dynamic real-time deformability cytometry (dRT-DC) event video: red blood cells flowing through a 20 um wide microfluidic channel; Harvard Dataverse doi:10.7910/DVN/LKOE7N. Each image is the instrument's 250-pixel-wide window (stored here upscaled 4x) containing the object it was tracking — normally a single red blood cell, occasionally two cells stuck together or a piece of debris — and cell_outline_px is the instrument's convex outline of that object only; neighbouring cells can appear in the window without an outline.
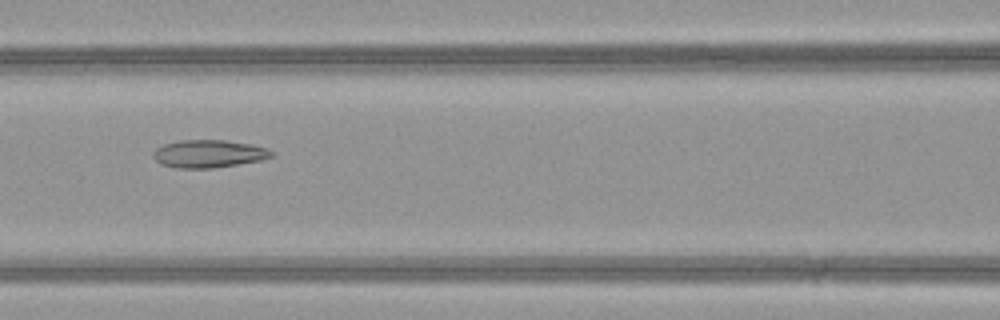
{"species": "common noctule bat (a hibernating species)", "species_latin": "Nyctalus noctula", "temperature_condition": "warm", "stored_images_in_passage": 50, "camera_frame_rate_fps": 3000, "um_per_image_px": 0.085, "animal": {"sex": "female", "body_mass_g": 21.9}, "frame": {"image": 1, "passage_image": 24, "time_ms": 7.667, "image_size_px": [1000, 320], "cell_outline_px": [[272, 156], [260, 160], [212, 168], [176, 168], [160, 164], [152, 156], [152, 152], [156, 148], [164, 144], [180, 140], [224, 140], [252, 144], [264, 148], [272, 152]], "centroid_in_image_um": [17.67, 13.06], "position_along_channel_um": 148.9, "area_um2": 18.96}}
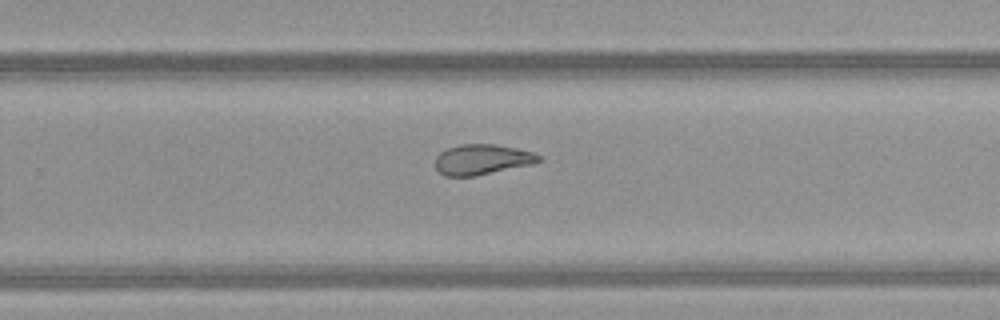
{"frame": {"image": 2, "passage_image": 34, "time_ms": 11.0, "image_size_px": [1000, 320], "cell_outline_px": [[544, 160], [532, 164], [476, 176], [444, 176], [436, 168], [436, 156], [440, 152], [448, 148], [460, 144], [496, 144], [516, 148], [532, 152], [540, 156]], "centroid_in_image_um": [40.99, 13.55], "position_along_channel_um": 288.8, "area_um2": 18.32}}
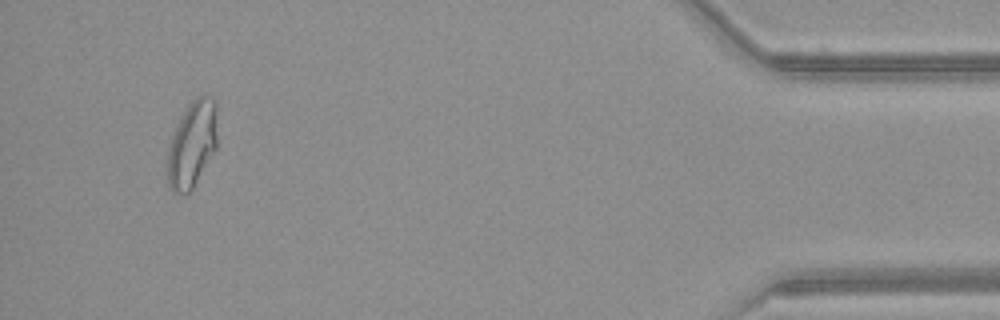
{"frame": {"image": 3, "passage_image": 48, "time_ms": 15.667, "image_size_px": [1000, 320], "cell_outline_px": [[216, 148], [192, 188], [188, 192], [172, 192], [168, 188], [168, 144], [188, 104], [196, 96], [204, 96], [216, 100]], "centroid_in_image_um": [16.32, 12.25], "position_along_channel_um": 418.9, "area_um2": 24.57}, "authors_computed_cell_mechanics": {"area_um2": 23.2067, "velocity_mm_per_s": 4.2117, "shape_relaxation_time_tau1_ms": null, "shape_relaxation_time_tau2_ms": 2.2617, "deformation_change_tau1": null, "deformation_change_tau2": 0.0961}}